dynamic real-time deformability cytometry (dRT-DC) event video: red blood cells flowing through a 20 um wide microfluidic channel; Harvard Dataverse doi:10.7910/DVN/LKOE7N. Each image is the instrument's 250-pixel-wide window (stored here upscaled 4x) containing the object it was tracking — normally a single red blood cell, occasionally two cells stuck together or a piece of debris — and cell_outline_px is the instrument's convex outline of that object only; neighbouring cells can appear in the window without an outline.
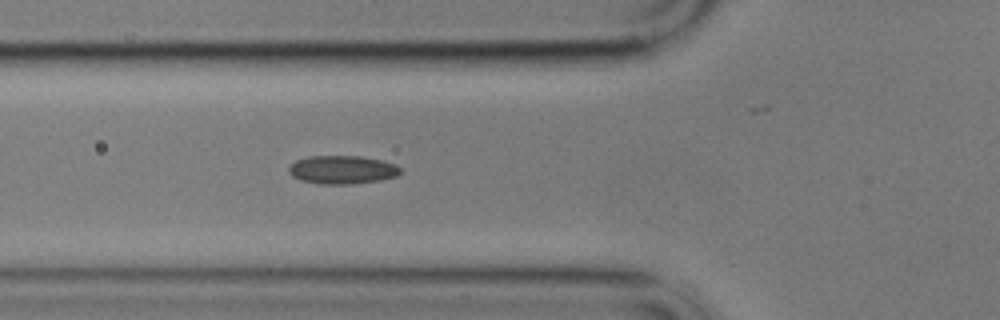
{"species": "common noctule bat (a hibernating species)", "species_latin": "Nyctalus noctula", "temperature_condition": "cold", "stored_images_in_passage": 42, "camera_frame_rate_fps": 3000, "um_per_image_px": 0.085, "animal": {"sex": "male", "body_mass_g": 17.9}, "frame": {"image": 1, "passage_image": 9, "time_ms": 2.667, "image_size_px": [1000, 320], "cell_outline_px": [[400, 172], [396, 176], [380, 180], [352, 184], [320, 184], [300, 180], [292, 176], [288, 172], [288, 168], [296, 160], [308, 156], [360, 156], [384, 160], [396, 164], [400, 168]], "centroid_in_image_um": [29.09, 14.42], "position_along_channel_um": 96.7, "area_um2": 18.55}}
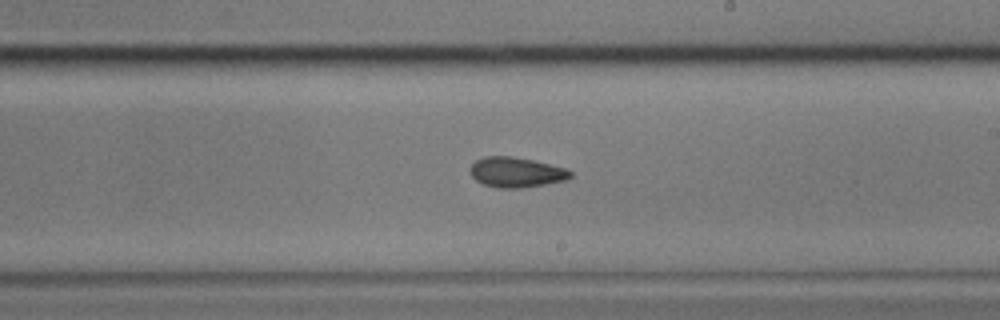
{"frame": {"image": 2, "passage_image": 22, "time_ms": 7.0, "image_size_px": [1000, 320], "cell_outline_px": [[572, 176], [564, 180], [544, 184], [520, 188], [496, 188], [484, 184], [476, 180], [468, 172], [468, 168], [476, 160], [484, 156], [512, 156], [532, 160], [568, 168], [572, 172]], "centroid_in_image_um": [43.84, 14.63], "position_along_channel_um": 245.2, "area_um2": 17.69}}
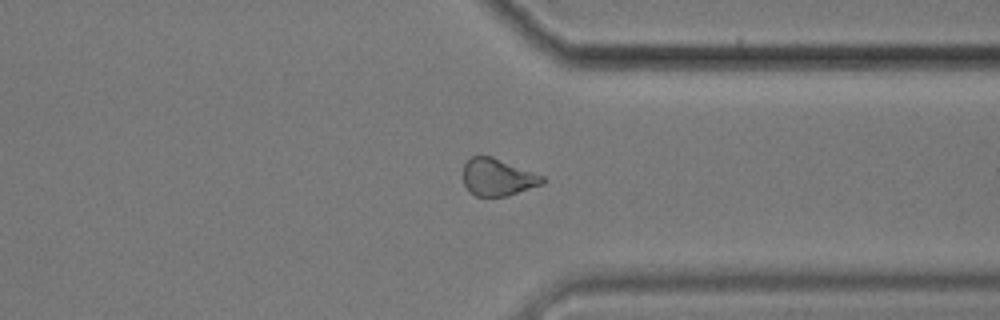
{"frame": {"image": 3, "passage_image": 33, "time_ms": 10.667, "image_size_px": [1000, 320], "cell_outline_px": [[544, 184], [508, 196], [476, 196], [464, 184], [464, 164], [472, 156], [492, 156], [544, 176]], "centroid_in_image_um": [42.33, 15.06], "position_along_channel_um": 369.1, "area_um2": 17.05}, "authors_computed_cell_mechanics": {"area_um2": 17.7446, "velocity_mm_per_s": 3.4129, "shape_relaxation_time_tau1_ms": null, "shape_relaxation_time_tau2_ms": 3.5985, "deformation_change_tau1": null, "deformation_change_tau2": 0.0953}}